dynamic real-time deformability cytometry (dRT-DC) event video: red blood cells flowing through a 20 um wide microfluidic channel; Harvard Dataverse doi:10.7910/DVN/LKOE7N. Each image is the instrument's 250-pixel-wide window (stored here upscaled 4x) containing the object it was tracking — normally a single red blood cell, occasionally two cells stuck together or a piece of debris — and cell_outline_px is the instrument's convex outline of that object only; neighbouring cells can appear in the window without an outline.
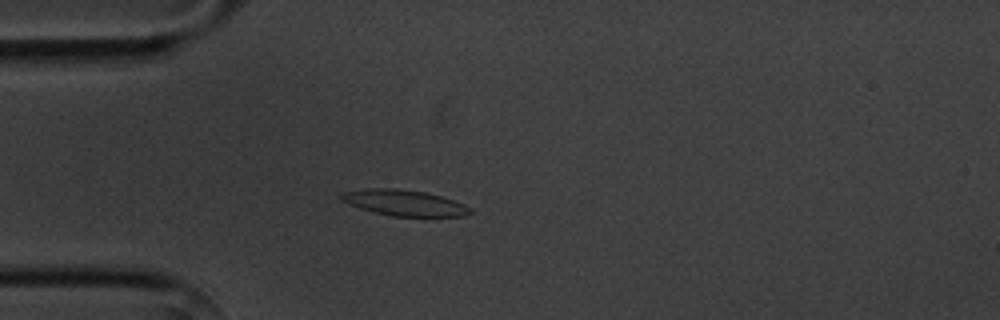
{"species": "common noctule bat (a hibernating species)", "species_latin": "Nyctalus noctula", "temperature_condition": "cold", "stored_images_in_passage": 4, "camera_frame_rate_fps": 3000, "um_per_image_px": 0.085, "animal": {"sex": "male", "body_mass_g": 20.1, "forearm_length_mm": 53.5}, "frame": {"image": 1, "passage_image": 4, "time_ms": 3.667, "image_size_px": [1000, 320], "cell_outline_px": [[472, 212], [464, 216], [392, 216], [372, 212], [348, 204], [340, 200], [340, 196], [344, 192], [368, 188], [396, 188], [424, 192], [440, 196], [464, 204], [472, 208]], "centroid_in_image_um": [34.34, 17.24], "position_along_channel_um": 50.7, "area_um2": 19.36}}